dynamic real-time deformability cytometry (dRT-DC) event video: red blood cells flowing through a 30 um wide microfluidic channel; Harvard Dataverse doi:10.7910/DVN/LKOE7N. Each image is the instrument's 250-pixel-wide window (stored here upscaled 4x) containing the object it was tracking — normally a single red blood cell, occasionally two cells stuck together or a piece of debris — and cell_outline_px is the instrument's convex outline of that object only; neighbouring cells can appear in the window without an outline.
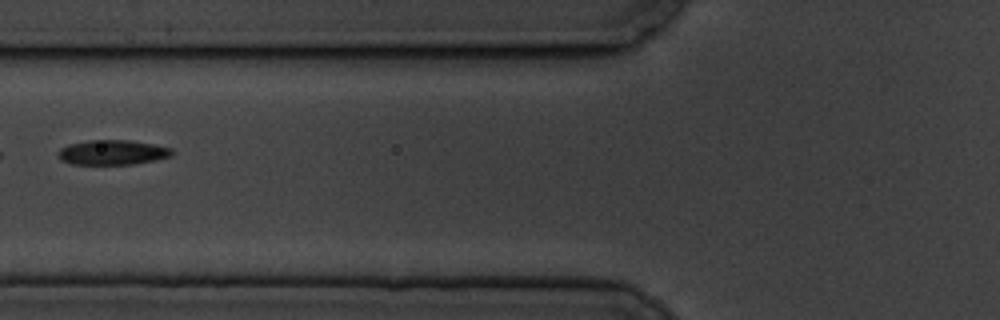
{"species": "common noctule bat (a hibernating species)", "species_latin": "Nyctalus noctula", "temperature_condition": "cold", "stored_images_in_passage": 7, "camera_frame_rate_fps": 3000, "um_per_image_px": 0.085, "animal": {"sex": "male", "body_mass_g": 19.5, "forearm_length_mm": 54.6}, "frame": {"image": 1, "passage_image": 3, "time_ms": 2.333, "image_size_px": [1000, 320], "cell_outline_px": [[172, 156], [132, 164], [72, 164], [60, 160], [60, 148], [68, 144], [88, 140], [128, 140], [152, 144], [172, 148]], "centroid_in_image_um": [9.54, 12.95], "position_along_channel_um": 116.3, "area_um2": 16.24}}
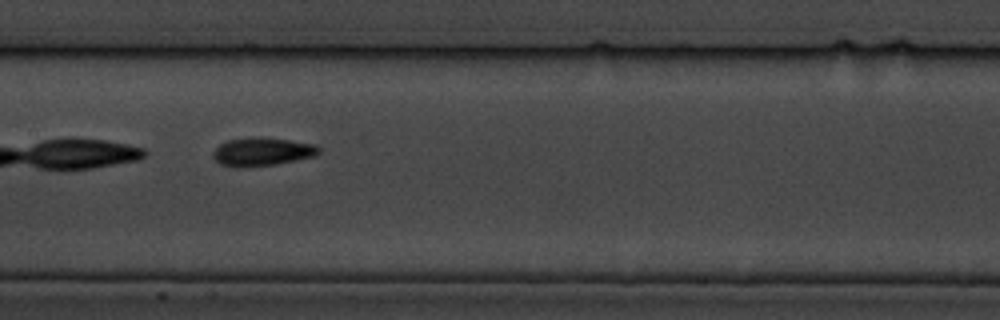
{"frame": {"image": 2, "passage_image": 5, "time_ms": 4.333, "image_size_px": [1000, 320], "cell_outline_px": [[320, 152], [312, 156], [296, 160], [276, 164], [240, 168], [236, 168], [220, 164], [212, 156], [212, 152], [220, 144], [228, 140], [264, 136], [316, 144], [320, 148]], "centroid_in_image_um": [22.27, 12.89], "position_along_channel_um": 185.1, "area_um2": 17.57}}
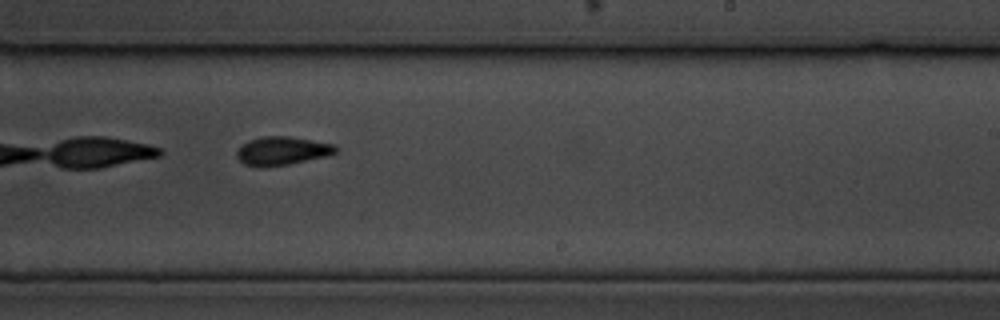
{"frame": {"image": 3, "passage_image": 7, "time_ms": 6.667, "image_size_px": [1000, 320], "cell_outline_px": [[340, 148], [336, 152], [324, 156], [288, 164], [264, 168], [260, 168], [244, 164], [236, 156], [236, 152], [248, 140], [264, 136], [288, 136], [336, 144]], "centroid_in_image_um": [23.98, 12.82], "position_along_channel_um": 265.0, "area_um2": 16.42}}